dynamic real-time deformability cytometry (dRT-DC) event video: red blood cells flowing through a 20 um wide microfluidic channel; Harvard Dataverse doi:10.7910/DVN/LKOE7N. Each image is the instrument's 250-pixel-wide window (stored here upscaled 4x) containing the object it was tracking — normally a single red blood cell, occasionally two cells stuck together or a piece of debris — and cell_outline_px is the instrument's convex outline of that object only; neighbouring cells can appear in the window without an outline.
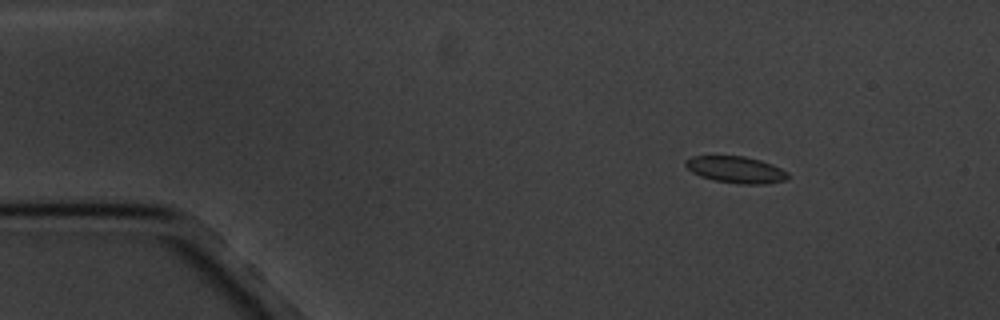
{"species": "common noctule bat (a hibernating species)", "species_latin": "Nyctalus noctula", "temperature_condition": "cold", "stored_images_in_passage": 10, "camera_frame_rate_fps": 3000, "um_per_image_px": 0.085, "animal": {"sex": "male", "body_mass_g": 20.1, "forearm_length_mm": 53.5}, "frame": {"image": 1, "passage_image": 3, "time_ms": 2.333, "image_size_px": [1000, 320], "cell_outline_px": [[788, 180], [764, 184], [740, 184], [716, 180], [700, 176], [692, 172], [684, 164], [684, 160], [692, 156], [744, 156], [760, 160], [772, 164], [788, 172]], "centroid_in_image_um": [62.56, 14.42], "position_along_channel_um": 22.4, "area_um2": 15.9}}
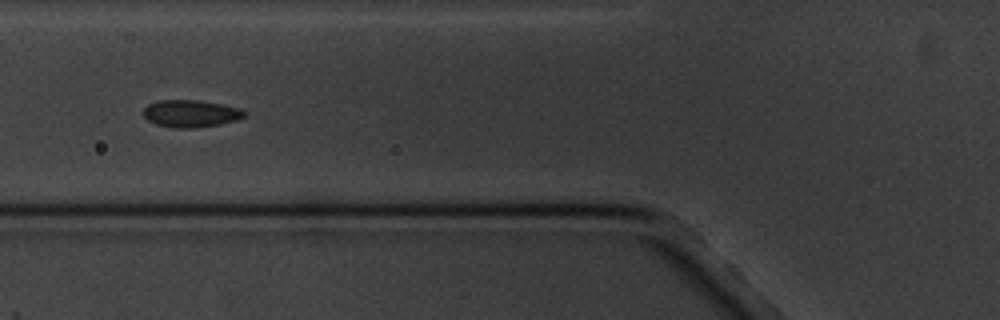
{"frame": {"image": 2, "passage_image": 7, "time_ms": 7.0, "image_size_px": [1000, 320], "cell_outline_px": [[248, 112], [244, 116], [236, 120], [220, 124], [192, 128], [176, 128], [156, 124], [148, 120], [144, 116], [144, 108], [148, 104], [156, 100], [200, 100], [224, 104], [240, 108]], "centroid_in_image_um": [16.23, 9.64], "position_along_channel_um": 109.6, "area_um2": 16.13}}
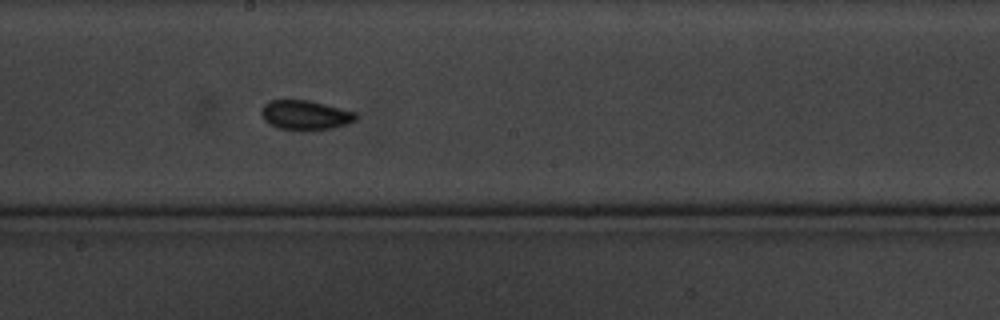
{"frame": {"image": 3, "passage_image": 10, "time_ms": 10.333, "image_size_px": [1000, 320], "cell_outline_px": [[360, 116], [356, 120], [348, 124], [332, 128], [300, 132], [276, 128], [264, 120], [260, 112], [264, 104], [268, 100], [308, 100], [356, 112]], "centroid_in_image_um": [25.95, 9.81], "position_along_channel_um": 222.3, "area_um2": 16.7}}